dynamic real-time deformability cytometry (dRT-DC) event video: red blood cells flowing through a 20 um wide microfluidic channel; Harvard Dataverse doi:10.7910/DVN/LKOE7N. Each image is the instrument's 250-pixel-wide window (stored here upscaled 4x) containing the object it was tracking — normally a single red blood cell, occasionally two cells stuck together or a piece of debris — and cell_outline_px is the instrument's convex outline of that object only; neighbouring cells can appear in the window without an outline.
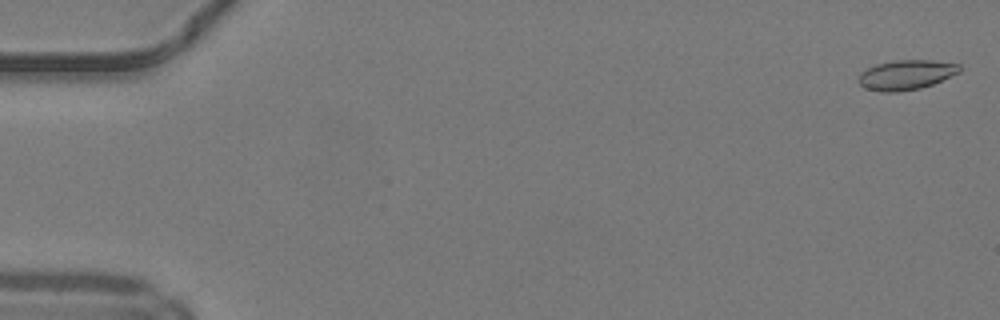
{"species": "common noctule bat (a hibernating species)", "species_latin": "Nyctalus noctula", "temperature_condition": "warm", "stored_images_in_passage": 51, "camera_frame_rate_fps": 3000, "um_per_image_px": 0.085, "animal": {"sex": "male", "body_mass_g": 19.2, "forearm_length_mm": 51.8}, "frame": {"image": 1, "passage_image": 2, "time_ms": 0.333, "image_size_px": [1000, 320], "cell_outline_px": [[960, 72], [932, 84], [920, 88], [900, 92], [880, 92], [864, 88], [860, 84], [860, 72], [876, 64], [896, 60], [932, 60], [960, 64]], "centroid_in_image_um": [77.02, 6.36], "position_along_channel_um": 8.0, "area_um2": 17.46}}
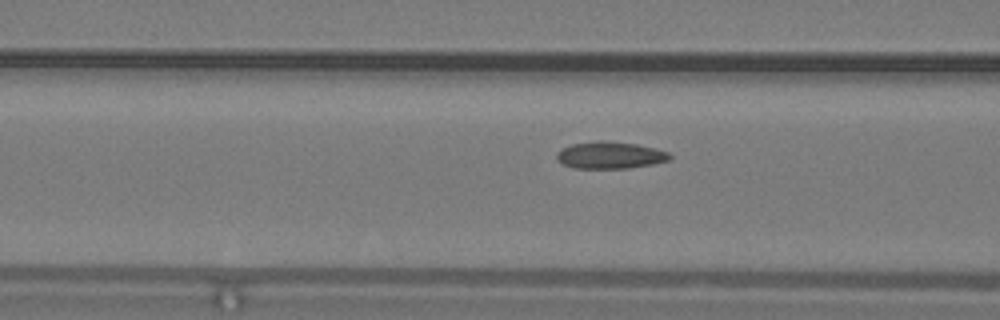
{"frame": {"image": 2, "passage_image": 21, "time_ms": 6.667, "image_size_px": [1000, 320], "cell_outline_px": [[672, 156], [668, 160], [652, 164], [628, 168], [576, 168], [564, 164], [556, 160], [556, 152], [560, 148], [572, 144], [600, 140], [604, 140], [636, 144], [656, 148], [668, 152]], "centroid_in_image_um": [51.83, 13.18], "position_along_channel_um": 114.8, "area_um2": 17.8}}
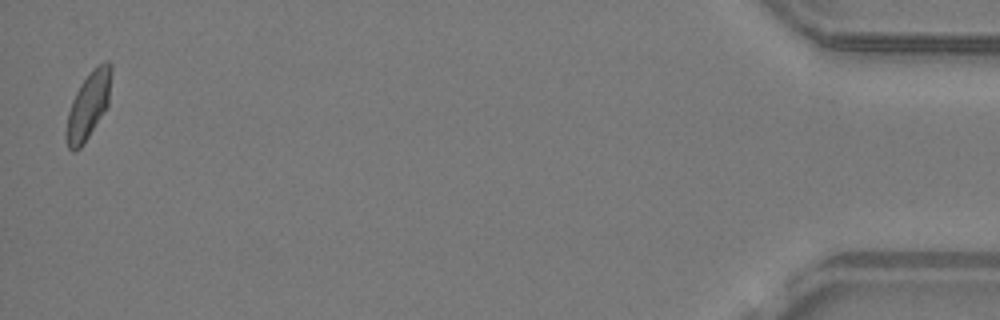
{"frame": {"image": 3, "passage_image": 50, "time_ms": 16.333, "image_size_px": [1000, 320], "cell_outline_px": [[112, 72], [108, 104], [84, 144], [76, 152], [72, 152], [68, 148], [64, 136], [64, 132], [68, 112], [72, 100], [80, 84], [104, 60], [108, 60], [112, 64]], "centroid_in_image_um": [7.48, 9.01], "position_along_channel_um": 427.7, "area_um2": 17.51}, "authors_computed_cell_mechanics": {"area_um2": 17.2244, "velocity_mm_per_s": 4.1979, "shape_relaxation_time_tau1_ms": null, "shape_relaxation_time_tau2_ms": 1.4649, "deformation_change_tau1": null, "deformation_change_tau2": 0.0481}}